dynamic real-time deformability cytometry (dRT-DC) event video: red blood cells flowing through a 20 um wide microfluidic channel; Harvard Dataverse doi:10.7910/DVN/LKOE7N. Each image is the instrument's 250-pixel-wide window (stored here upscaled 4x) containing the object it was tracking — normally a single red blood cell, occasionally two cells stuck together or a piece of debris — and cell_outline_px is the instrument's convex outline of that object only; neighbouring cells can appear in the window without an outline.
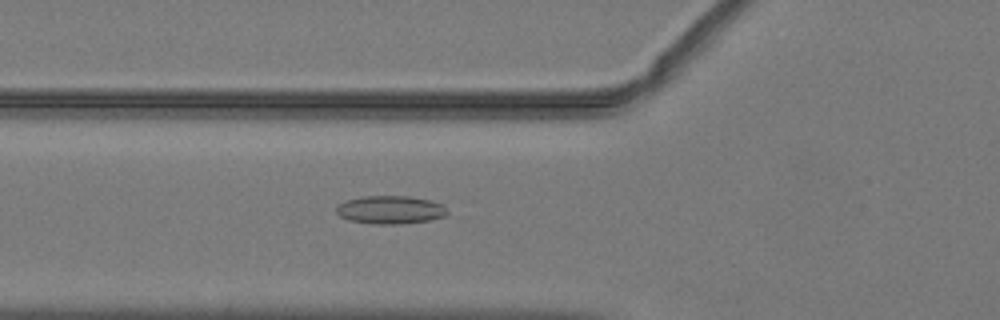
{"species": "common noctule bat (a hibernating species)", "species_latin": "Nyctalus noctula", "temperature_condition": "warm", "stored_images_in_passage": 46, "camera_frame_rate_fps": 3000, "um_per_image_px": 0.085, "animal": {"sex": "male", "body_mass_g": 19.2, "forearm_length_mm": 51.8}, "frame": {"image": 1, "passage_image": 14, "time_ms": 4.333, "image_size_px": [1000, 320], "cell_outline_px": [[448, 212], [444, 216], [428, 220], [404, 224], [372, 224], [348, 220], [340, 216], [336, 212], [336, 208], [340, 204], [348, 200], [364, 196], [408, 196], [432, 200], [444, 204]], "centroid_in_image_um": [33.21, 17.83], "position_along_channel_um": 92.6, "area_um2": 18.26}}
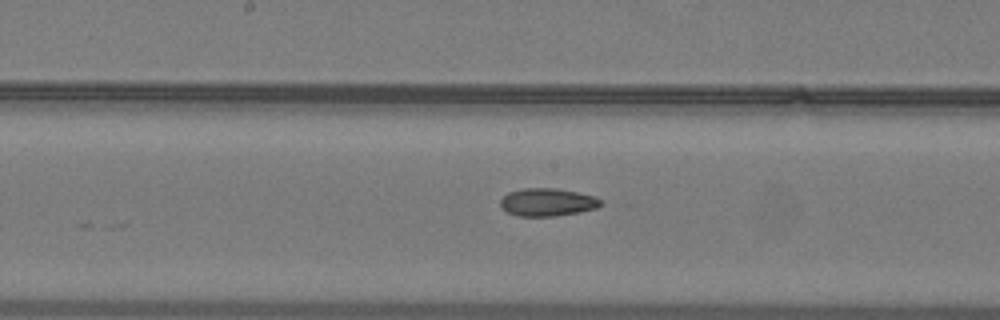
{"frame": {"image": 2, "passage_image": 22, "time_ms": 7.0, "image_size_px": [1000, 320], "cell_outline_px": [[604, 204], [596, 208], [580, 212], [556, 216], [516, 216], [508, 212], [500, 204], [500, 200], [508, 192], [524, 188], [556, 188], [596, 196]], "centroid_in_image_um": [46.55, 17.18], "position_along_channel_um": 201.6, "area_um2": 16.3}}
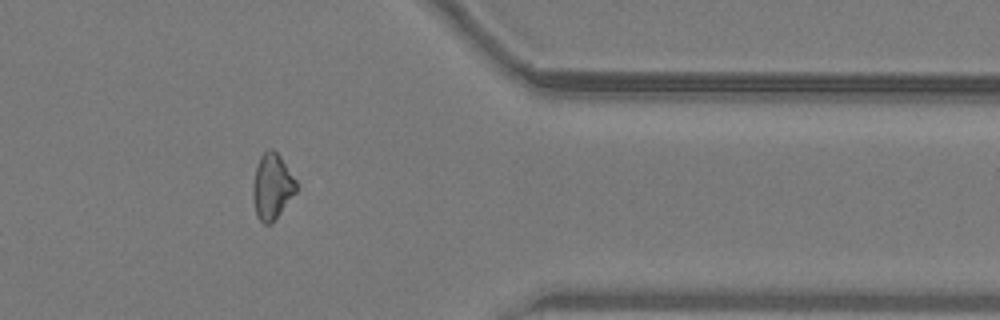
{"frame": {"image": 3, "passage_image": 37, "time_ms": 12.0, "image_size_px": [1000, 320], "cell_outline_px": [[296, 192], [280, 212], [268, 224], [264, 224], [256, 216], [252, 196], [252, 184], [256, 164], [260, 156], [268, 148], [272, 148], [280, 156], [296, 180]], "centroid_in_image_um": [23.09, 15.81], "position_along_channel_um": 388.3, "area_um2": 16.47}, "authors_computed_cell_mechanics": {"area_um2": 16.6175, "velocity_mm_per_s": 4.0649, "shape_relaxation_time_tau1_ms": null, "shape_relaxation_time_tau2_ms": 7.5947, "deformation_change_tau1": null, "deformation_change_tau2": 0.1656}}